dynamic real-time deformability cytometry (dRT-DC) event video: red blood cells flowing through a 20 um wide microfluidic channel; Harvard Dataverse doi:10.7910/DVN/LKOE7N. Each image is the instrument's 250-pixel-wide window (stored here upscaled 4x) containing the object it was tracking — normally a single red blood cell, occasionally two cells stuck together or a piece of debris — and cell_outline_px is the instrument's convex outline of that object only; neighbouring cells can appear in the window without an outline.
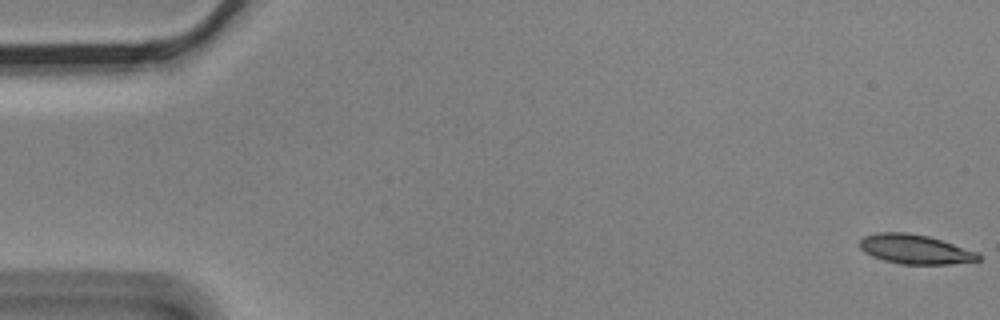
{"species": "Egyptian fruit bat (a non-hibernating species)", "species_latin": "Rousettus aegyptiacus", "temperature_condition": "cold", "stored_images_in_passage": 5, "camera_frame_rate_fps": 3000, "um_per_image_px": 0.085, "animal": {"sex": "male"}, "frame": {"image": 1, "passage_image": 1, "time_ms": 0.0, "image_size_px": [1000, 320], "cell_outline_px": [[980, 260], [948, 264], [900, 264], [884, 260], [872, 256], [864, 252], [860, 248], [860, 240], [864, 236], [880, 232], [904, 232], [928, 236], [976, 252], [980, 256]], "centroid_in_image_um": [77.73, 21.19], "position_along_channel_um": 7.3, "area_um2": 20.0}}